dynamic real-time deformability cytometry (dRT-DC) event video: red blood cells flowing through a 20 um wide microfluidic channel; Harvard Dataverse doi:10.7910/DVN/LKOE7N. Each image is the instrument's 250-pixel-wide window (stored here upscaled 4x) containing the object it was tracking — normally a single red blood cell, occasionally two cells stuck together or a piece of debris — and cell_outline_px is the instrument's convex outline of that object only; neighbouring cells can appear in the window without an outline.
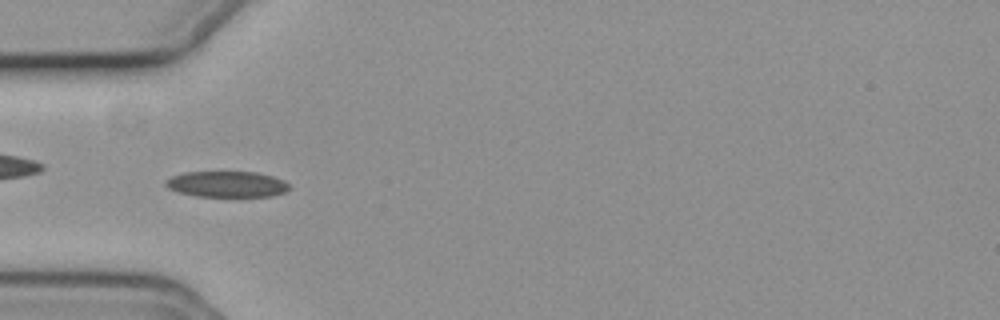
{"species": "common noctule bat (a hibernating species)", "species_latin": "Nyctalus noctula", "temperature_condition": "cold", "stored_images_in_passage": 13, "camera_frame_rate_fps": 3000, "um_per_image_px": 0.085, "animal": {"sex": "female", "body_mass_g": 19.3, "forearm_length_mm": 54.1}, "frame": {"image": 1, "passage_image": 3, "time_ms": 0.667, "image_size_px": [1000, 320], "cell_outline_px": [[292, 188], [284, 192], [272, 196], [196, 196], [176, 192], [168, 188], [164, 184], [164, 180], [172, 176], [184, 172], [256, 172], [272, 176], [284, 180]], "centroid_in_image_um": [19.26, 15.65], "position_along_channel_um": 65.7, "area_um2": 18.79}}
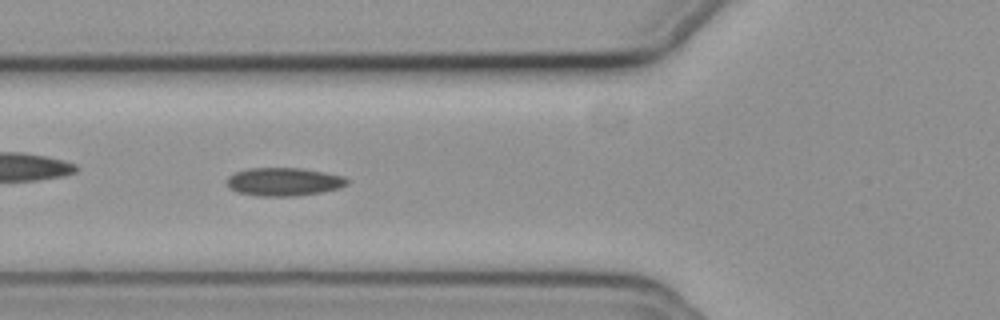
{"frame": {"image": 2, "passage_image": 6, "time_ms": 1.667, "image_size_px": [1000, 320], "cell_outline_px": [[348, 184], [340, 188], [324, 192], [296, 196], [256, 196], [236, 192], [228, 188], [228, 176], [236, 172], [248, 168], [300, 168], [324, 172], [344, 176], [348, 180]], "centroid_in_image_um": [24.13, 15.46], "position_along_channel_um": 101.7, "area_um2": 19.94}}
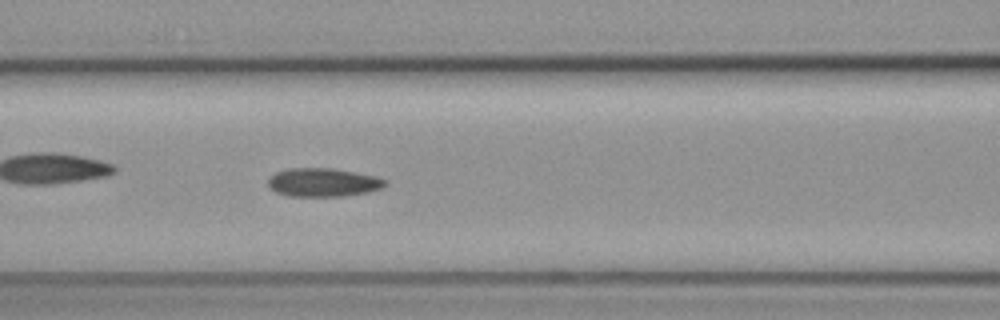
{"frame": {"image": 3, "passage_image": 9, "time_ms": 2.667, "image_size_px": [1000, 320], "cell_outline_px": [[388, 184], [380, 188], [368, 192], [344, 196], [288, 196], [276, 192], [268, 184], [268, 180], [276, 172], [288, 168], [332, 168], [356, 172], [376, 176], [388, 180]], "centroid_in_image_um": [27.5, 15.5], "position_along_channel_um": 139.1, "area_um2": 19.48}}